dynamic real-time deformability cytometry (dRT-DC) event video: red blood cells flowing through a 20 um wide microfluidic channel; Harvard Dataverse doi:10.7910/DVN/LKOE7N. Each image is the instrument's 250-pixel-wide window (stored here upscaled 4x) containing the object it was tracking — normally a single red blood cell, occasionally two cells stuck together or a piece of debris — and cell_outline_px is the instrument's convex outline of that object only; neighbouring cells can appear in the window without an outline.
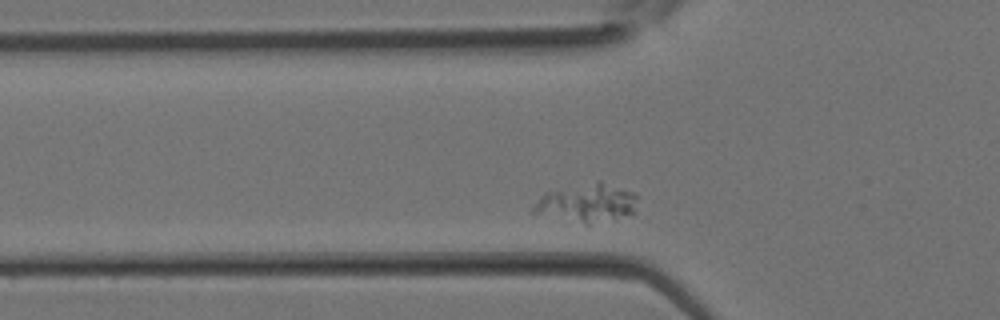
{"species": "Egyptian fruit bat (a non-hibernating species)", "species_latin": "Rousettus aegyptiacus", "temperature_condition": "room temperature", "stored_images_in_passage": 25, "camera_frame_rate_fps": 3000, "um_per_image_px": 0.085, "animal": {"sex": "female"}, "frame": {"image": 1, "passage_image": 7, "time_ms": 2.0, "image_size_px": [1000, 320], "cell_outline_px": [[636, 212], [616, 220], [588, 224], [584, 224], [532, 212], [532, 208], [548, 192], [596, 180], [600, 180], [632, 192], [636, 196]], "centroid_in_image_um": [49.98, 17.26], "position_along_channel_um": 75.8, "area_um2": 23.06}}
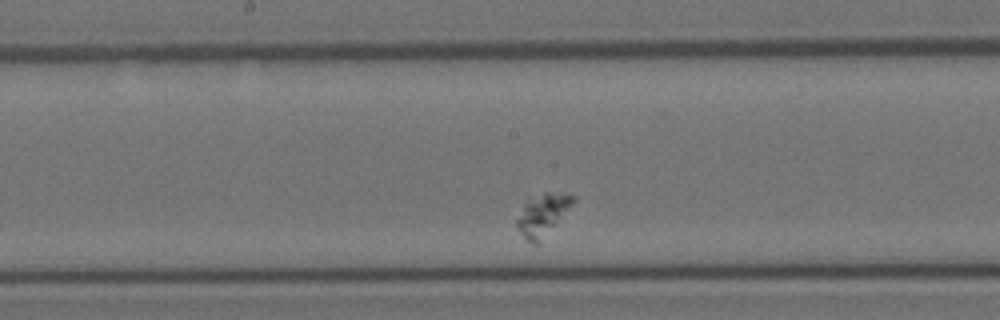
{"frame": {"image": 2, "passage_image": 14, "time_ms": 4.333, "image_size_px": [1000, 320], "cell_outline_px": [[576, 200], [536, 244], [532, 244], [520, 232], [516, 224], [516, 220], [528, 196], [544, 192], [548, 192], [576, 196]], "centroid_in_image_um": [46.08, 18.19], "position_along_channel_um": 202.1, "area_um2": 13.18}}
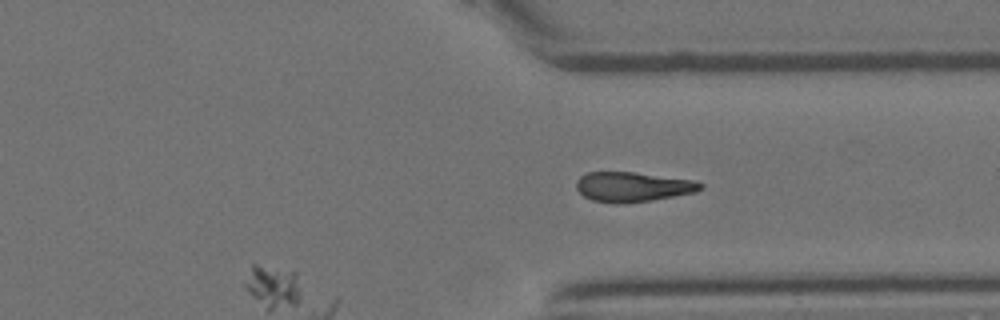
{"frame": {"image": 3, "passage_image": 25, "time_ms": 8.0, "image_size_px": [1000, 320], "cell_outline_px": [[704, 188], [696, 192], [652, 200], [616, 204], [592, 200], [584, 196], [576, 188], [576, 180], [580, 176], [588, 172], [636, 172], [692, 180], [704, 184]], "centroid_in_image_um": [53.78, 15.88], "position_along_channel_um": 357.6, "area_um2": 21.56}}